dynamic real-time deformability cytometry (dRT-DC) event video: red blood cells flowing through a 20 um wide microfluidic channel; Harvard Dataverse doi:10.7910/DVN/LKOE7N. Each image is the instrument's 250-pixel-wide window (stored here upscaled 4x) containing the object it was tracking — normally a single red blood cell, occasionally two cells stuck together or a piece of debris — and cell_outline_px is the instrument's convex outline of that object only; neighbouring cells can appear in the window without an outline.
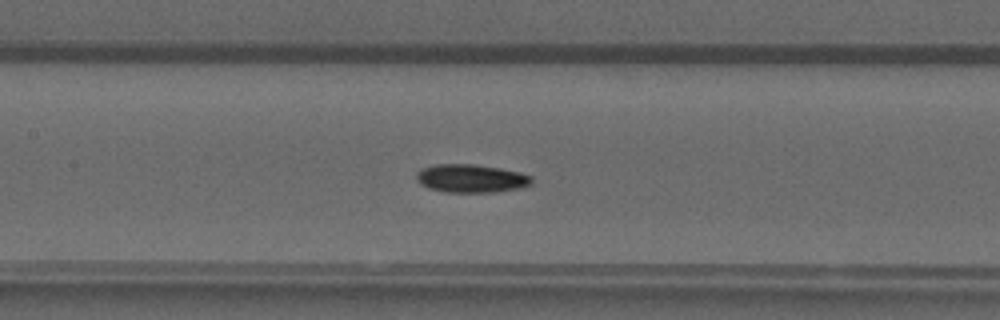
{"species": "common noctule bat (a hibernating species)", "species_latin": "Nyctalus noctula", "temperature_condition": "warm", "stored_images_in_passage": 46, "camera_frame_rate_fps": 3000, "um_per_image_px": 0.085, "animal": {"sex": "male", "forearm_length_mm": 52.5}, "frame": {"image": 1, "passage_image": 24, "time_ms": 7.667, "image_size_px": [1000, 320], "cell_outline_px": [[532, 184], [520, 188], [496, 192], [448, 192], [428, 188], [420, 184], [416, 180], [416, 172], [424, 168], [436, 164], [472, 164], [500, 168], [520, 172], [532, 176]], "centroid_in_image_um": [40.05, 15.17], "position_along_channel_um": 167.3, "area_um2": 19.02}}
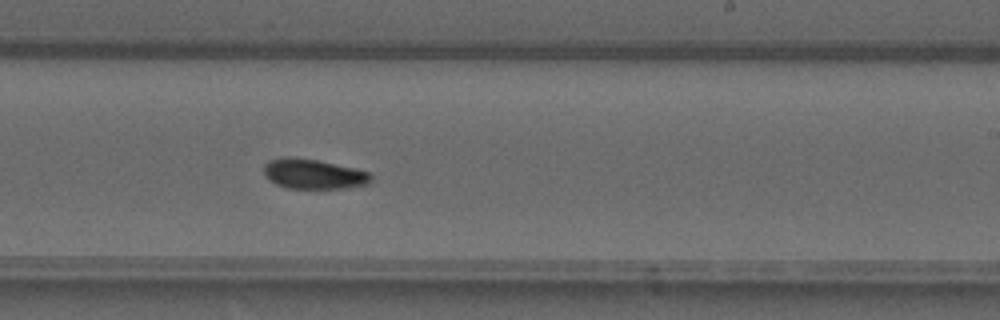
{"frame": {"image": 2, "passage_image": 31, "time_ms": 10.0, "image_size_px": [1000, 320], "cell_outline_px": [[372, 180], [368, 184], [344, 188], [284, 188], [268, 180], [264, 176], [264, 164], [268, 160], [284, 156], [288, 156], [316, 160], [352, 168], [368, 172], [372, 176]], "centroid_in_image_um": [26.58, 14.79], "position_along_channel_um": 262.4, "area_um2": 18.67}}
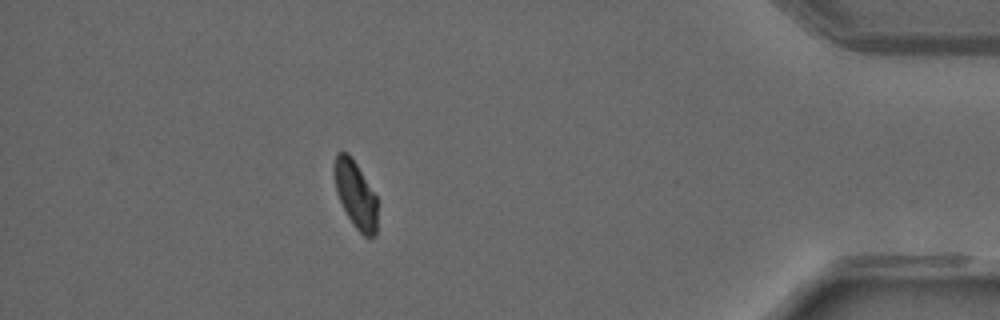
{"frame": {"image": 3, "passage_image": 45, "time_ms": 14.667, "image_size_px": [1000, 320], "cell_outline_px": [[376, 236], [364, 236], [352, 224], [336, 192], [336, 152], [348, 152], [356, 164], [376, 196]], "centroid_in_image_um": [30.24, 16.57], "position_along_channel_um": 405.0, "area_um2": 16.13}}